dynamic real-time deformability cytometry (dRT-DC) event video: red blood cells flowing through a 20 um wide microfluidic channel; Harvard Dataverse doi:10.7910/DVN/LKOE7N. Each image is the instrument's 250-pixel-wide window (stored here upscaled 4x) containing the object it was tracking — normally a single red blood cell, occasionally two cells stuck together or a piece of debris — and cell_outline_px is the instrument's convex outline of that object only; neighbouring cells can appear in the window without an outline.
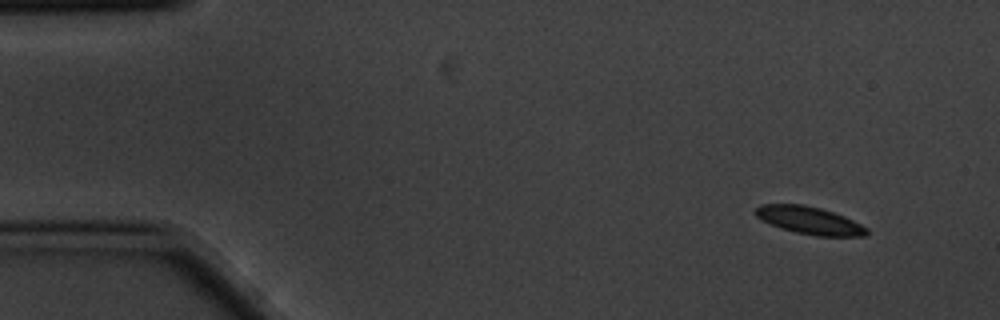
{"species": "common noctule bat (a hibernating species)", "species_latin": "Nyctalus noctula", "temperature_condition": "cold", "stored_images_in_passage": 5, "camera_frame_rate_fps": 3000, "um_per_image_px": 0.085, "animal": {"sex": "male", "body_mass_g": 20.1, "forearm_length_mm": 53.5}, "frame": {"image": 1, "passage_image": 1, "time_ms": 0.0, "image_size_px": [1000, 320], "cell_outline_px": [[868, 232], [864, 236], [816, 236], [796, 232], [780, 228], [760, 220], [756, 216], [756, 208], [760, 204], [804, 204], [820, 208], [844, 216], [868, 228]], "centroid_in_image_um": [68.78, 18.73], "position_along_channel_um": 16.2, "area_um2": 17.8}}
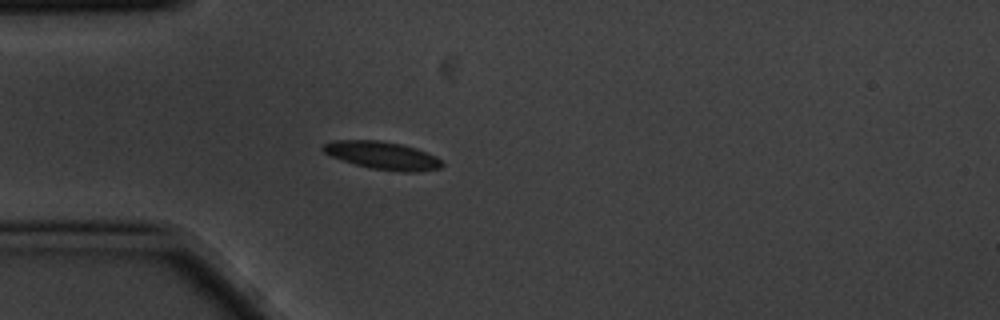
{"frame": {"image": 2, "passage_image": 4, "time_ms": 1.0, "image_size_px": [1000, 320], "cell_outline_px": [[444, 164], [440, 168], [420, 172], [400, 172], [372, 168], [356, 164], [332, 156], [324, 152], [320, 148], [324, 144], [336, 140], [380, 140], [400, 144], [416, 148], [440, 160]], "centroid_in_image_um": [32.51, 13.21], "position_along_channel_um": 52.5, "area_um2": 18.96}}